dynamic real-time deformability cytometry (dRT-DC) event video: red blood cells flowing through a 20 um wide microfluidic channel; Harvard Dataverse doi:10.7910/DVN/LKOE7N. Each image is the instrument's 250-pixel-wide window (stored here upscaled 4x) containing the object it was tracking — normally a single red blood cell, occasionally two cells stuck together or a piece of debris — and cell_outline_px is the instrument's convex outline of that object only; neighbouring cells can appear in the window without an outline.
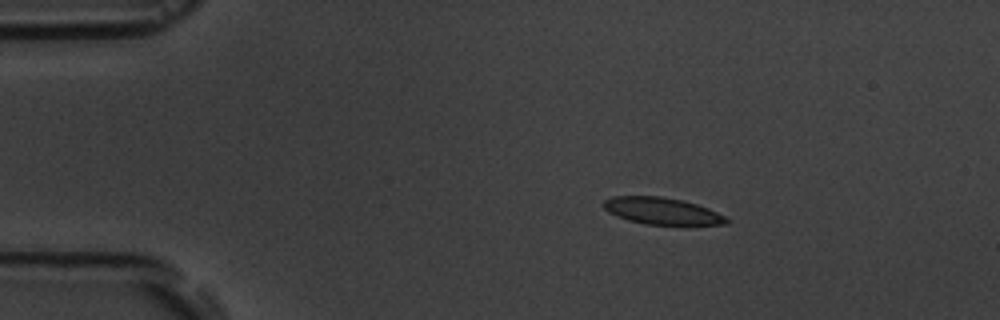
{"species": "common noctule bat (a hibernating species)", "species_latin": "Nyctalus noctula", "temperature_condition": "room temperature", "stored_images_in_passage": 4, "camera_frame_rate_fps": 3000, "um_per_image_px": 0.085, "animal": {"sex": "male", "body_mass_g": 19.5, "forearm_length_mm": 54.6}, "frame": {"image": 1, "passage_image": 2, "time_ms": 1.333, "image_size_px": [1000, 320], "cell_outline_px": [[728, 224], [688, 228], [684, 228], [644, 224], [628, 220], [616, 216], [608, 212], [604, 208], [604, 200], [612, 196], [660, 196], [684, 200], [708, 208], [724, 216], [728, 220]], "centroid_in_image_um": [56.35, 18.0], "position_along_channel_um": 28.6, "area_um2": 20.29}}